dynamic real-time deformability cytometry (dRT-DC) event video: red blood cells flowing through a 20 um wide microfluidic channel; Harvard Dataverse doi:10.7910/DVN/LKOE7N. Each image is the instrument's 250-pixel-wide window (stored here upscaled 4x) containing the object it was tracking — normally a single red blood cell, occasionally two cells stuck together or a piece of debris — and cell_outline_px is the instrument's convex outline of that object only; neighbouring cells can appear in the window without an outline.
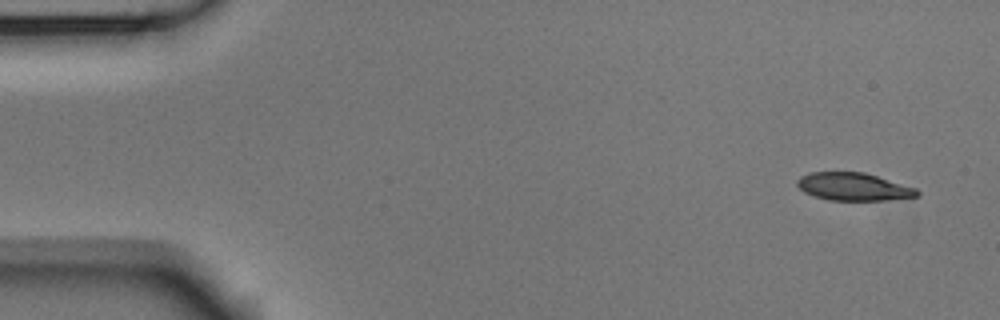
{"species": "Egyptian fruit bat (a non-hibernating species)", "species_latin": "Rousettus aegyptiacus", "temperature_condition": "room temperature", "stored_images_in_passage": 3, "camera_frame_rate_fps": 3000, "um_per_image_px": 0.085, "animal": {"sex": "male"}, "frame": {"image": 1, "passage_image": 1, "time_ms": 0.0, "image_size_px": [1000, 320], "cell_outline_px": [[920, 196], [884, 200], [828, 200], [804, 192], [796, 184], [796, 180], [800, 176], [808, 172], [864, 172], [916, 188], [920, 192]], "centroid_in_image_um": [72.53, 15.86], "position_along_channel_um": 12.5, "area_um2": 19.36}}
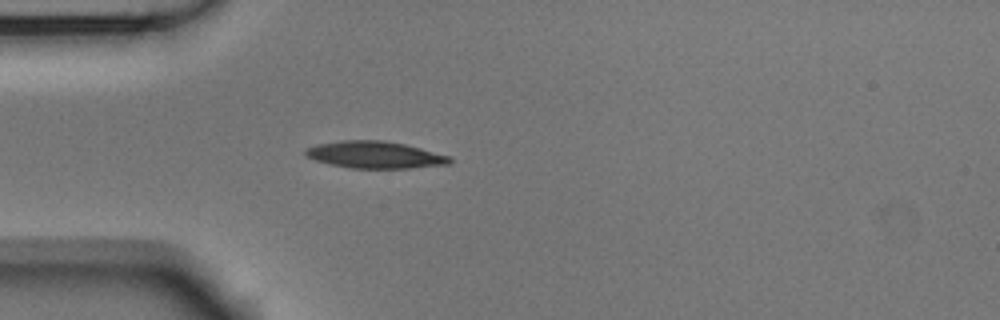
{"frame": {"image": 2, "passage_image": 3, "time_ms": 0.667, "image_size_px": [1000, 320], "cell_outline_px": [[452, 160], [448, 164], [408, 168], [352, 168], [328, 164], [304, 156], [304, 148], [316, 144], [340, 140], [384, 140], [404, 144], [452, 156]], "centroid_in_image_um": [31.82, 13.15], "position_along_channel_um": 53.2, "area_um2": 22.83}}